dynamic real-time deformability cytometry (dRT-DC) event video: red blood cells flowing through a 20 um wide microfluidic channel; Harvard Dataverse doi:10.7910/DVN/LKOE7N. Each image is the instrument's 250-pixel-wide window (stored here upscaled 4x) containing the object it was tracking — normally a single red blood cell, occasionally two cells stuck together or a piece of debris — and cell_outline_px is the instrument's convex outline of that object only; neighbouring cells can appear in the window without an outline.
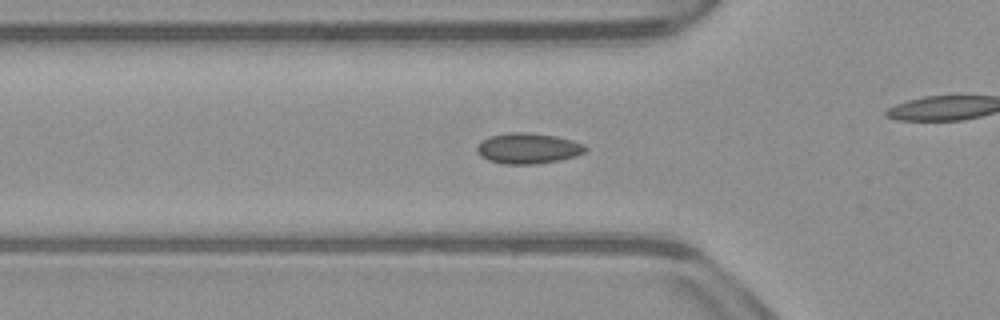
{"species": "common noctule bat (a hibernating species)", "species_latin": "Nyctalus noctula", "temperature_condition": "warm", "stored_images_in_passage": 53, "camera_frame_rate_fps": 3000, "um_per_image_px": 0.085, "animal": {"sex": "male", "body_mass_g": 23.1, "forearm_length_mm": 52.7}, "frame": {"image": 1, "passage_image": 17, "time_ms": 5.333, "image_size_px": [1000, 320], "cell_outline_px": [[588, 148], [584, 152], [576, 156], [560, 160], [536, 164], [504, 164], [488, 160], [480, 156], [476, 152], [476, 148], [480, 140], [492, 136], [508, 132], [524, 132], [556, 136], [572, 140], [584, 144]], "centroid_in_image_um": [44.87, 12.61], "position_along_channel_um": 80.9, "area_um2": 19.48}}
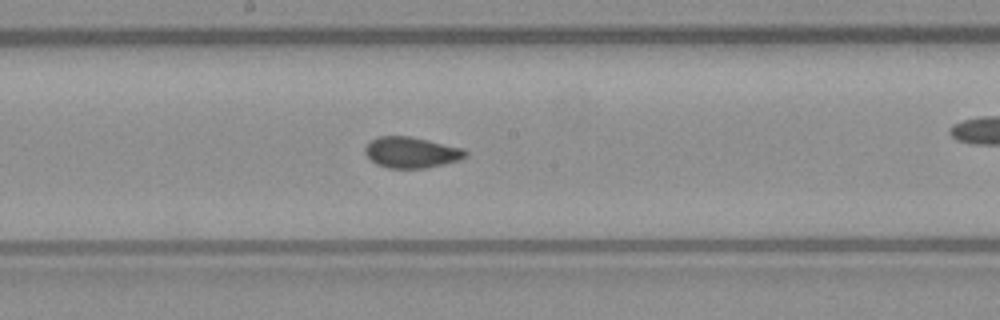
{"frame": {"image": 2, "passage_image": 27, "time_ms": 8.667, "image_size_px": [1000, 320], "cell_outline_px": [[468, 156], [460, 160], [424, 168], [388, 168], [376, 164], [364, 152], [364, 148], [372, 140], [380, 136], [408, 136], [428, 140], [464, 148], [468, 152]], "centroid_in_image_um": [35.0, 12.96], "position_along_channel_um": 213.2, "area_um2": 18.03}}
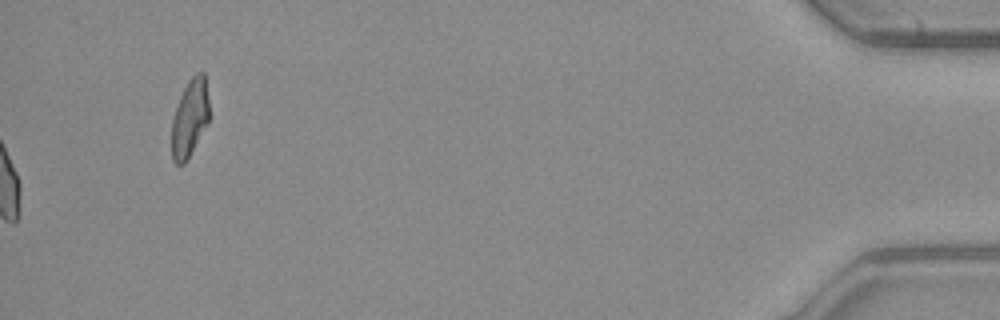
{"frame": {"image": 3, "passage_image": 53, "time_ms": 17.333, "image_size_px": [1000, 320], "cell_outline_px": [[208, 120], [184, 164], [176, 164], [172, 160], [172, 120], [180, 96], [188, 80], [196, 72], [204, 72], [208, 100]], "centroid_in_image_um": [16.11, 10.0], "position_along_channel_um": 419.1, "area_um2": 16.42}, "authors_computed_cell_mechanics": {"area_um2": 18.0914, "velocity_mm_per_s": 3.9384, "shape_relaxation_time_tau1_ms": null, "shape_relaxation_time_tau2_ms": 0.7995, "deformation_change_tau1": null, "deformation_change_tau2": 0.0453}}